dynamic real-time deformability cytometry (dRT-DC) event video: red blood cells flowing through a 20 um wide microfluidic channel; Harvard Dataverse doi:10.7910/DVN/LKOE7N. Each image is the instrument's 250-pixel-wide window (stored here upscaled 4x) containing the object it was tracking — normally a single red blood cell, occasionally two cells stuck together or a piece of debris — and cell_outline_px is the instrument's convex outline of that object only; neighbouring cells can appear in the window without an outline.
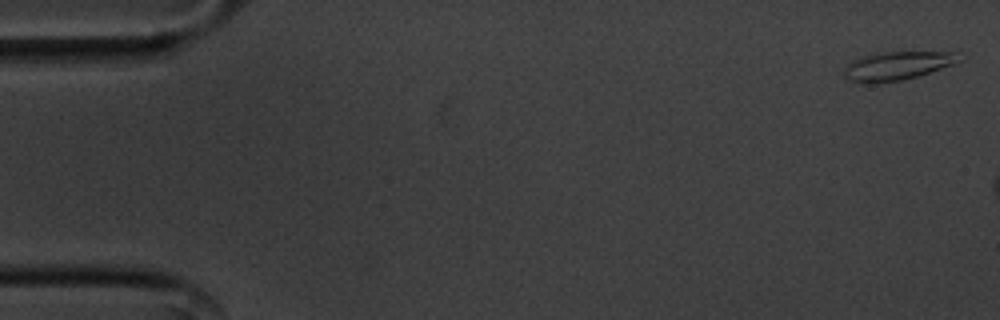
{"species": "common noctule bat (a hibernating species)", "species_latin": "Nyctalus noctula", "temperature_condition": "cold", "stored_images_in_passage": 7, "camera_frame_rate_fps": 3000, "um_per_image_px": 0.085, "animal": {"sex": "male", "body_mass_g": 20.1, "forearm_length_mm": 53.5}, "frame": {"image": 1, "passage_image": 1, "time_ms": 0.0, "image_size_px": [1000, 320], "cell_outline_px": [[964, 60], [956, 64], [916, 76], [900, 80], [872, 84], [856, 84], [848, 80], [844, 76], [844, 68], [852, 60], [860, 56], [884, 52], [956, 52]], "centroid_in_image_um": [76.23, 5.6], "position_along_channel_um": 8.8, "area_um2": 19.42}}